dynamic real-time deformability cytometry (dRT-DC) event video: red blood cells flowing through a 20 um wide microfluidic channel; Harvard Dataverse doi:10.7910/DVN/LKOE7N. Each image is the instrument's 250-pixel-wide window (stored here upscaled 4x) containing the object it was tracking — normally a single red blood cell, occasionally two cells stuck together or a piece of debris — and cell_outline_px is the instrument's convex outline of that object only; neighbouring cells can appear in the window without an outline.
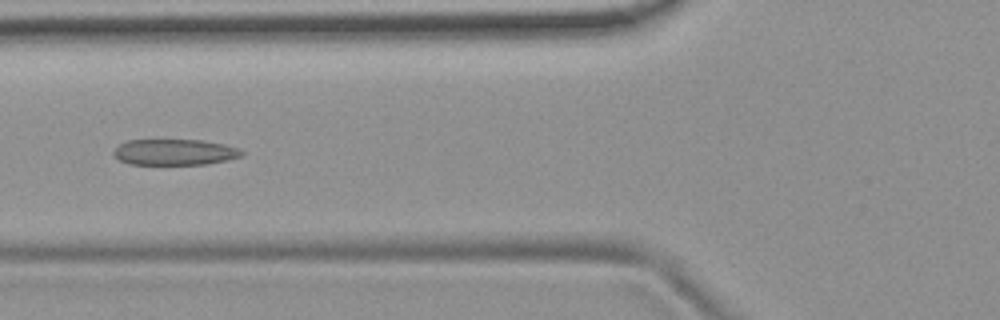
{"species": "common noctule bat (a hibernating species)", "species_latin": "Nyctalus noctula", "temperature_condition": "room temperature", "stored_images_in_passage": 5, "camera_frame_rate_fps": 3000, "um_per_image_px": 0.085, "animal": {"sex": "female", "body_mass_g": 19.9}, "frame": {"image": 1, "passage_image": 5, "time_ms": 4.667, "image_size_px": [1000, 320], "cell_outline_px": [[244, 156], [228, 160], [208, 164], [128, 164], [120, 160], [112, 152], [120, 144], [128, 140], [200, 140], [224, 144], [240, 148], [244, 152]], "centroid_in_image_um": [14.9, 12.93], "position_along_channel_um": 110.9, "area_um2": 19.42}}